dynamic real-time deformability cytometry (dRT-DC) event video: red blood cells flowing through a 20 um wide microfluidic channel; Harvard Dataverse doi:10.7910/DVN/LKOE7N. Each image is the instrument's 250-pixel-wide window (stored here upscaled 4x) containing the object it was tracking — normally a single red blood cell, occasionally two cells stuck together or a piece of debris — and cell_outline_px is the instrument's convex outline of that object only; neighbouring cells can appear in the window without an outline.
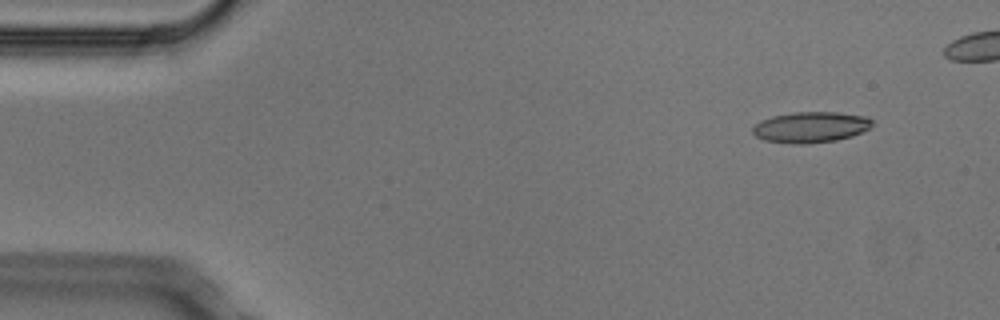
{"species": "Egyptian fruit bat (a non-hibernating species)", "species_latin": "Rousettus aegyptiacus", "temperature_condition": "cold", "stored_images_in_passage": 5, "segment_of_instrument_passage": [2, 2], "camera_frame_rate_fps": 3000, "um_per_image_px": 0.085, "animal": {"sex": "male"}, "frame": {"image": 1, "passage_image": 5, "time_ms": 1.333, "image_size_px": [1000, 320], "cell_outline_px": [[872, 128], [852, 136], [836, 140], [804, 144], [788, 144], [764, 140], [756, 136], [752, 132], [752, 128], [760, 120], [772, 116], [792, 112], [836, 112], [868, 116], [872, 120]], "centroid_in_image_um": [68.92, 10.81], "position_along_channel_um": 16.1, "area_um2": 21.73}}